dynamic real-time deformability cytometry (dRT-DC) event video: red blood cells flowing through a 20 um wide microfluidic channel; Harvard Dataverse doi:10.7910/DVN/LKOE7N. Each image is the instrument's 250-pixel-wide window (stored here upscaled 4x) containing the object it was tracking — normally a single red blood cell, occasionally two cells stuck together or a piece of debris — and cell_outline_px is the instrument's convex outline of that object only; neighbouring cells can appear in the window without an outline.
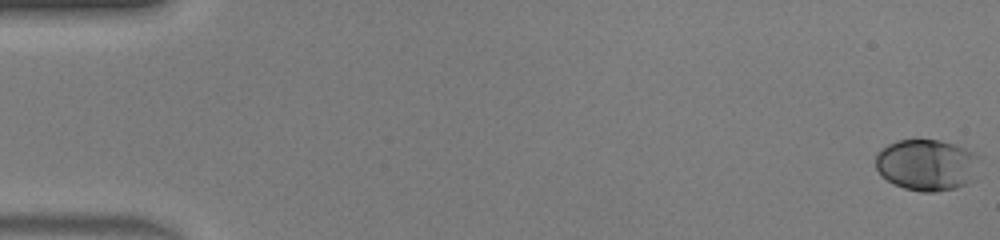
{"species": "human", "species_latin": "Homo sapiens", "temperature_condition": "warm", "stored_images_in_passage": 47, "camera_frame_rate_fps": 3000, "um_per_image_px": 0.085, "donor": {"sex": "male"}, "frame": {"image": 1, "passage_image": 1, "time_ms": 0.0, "image_size_px": [1000, 240], "cell_outline_px": [[980, 156], [968, 184], [956, 188], [936, 192], [920, 192], [904, 188], [880, 176], [876, 168], [876, 152], [880, 148], [896, 140], [940, 140], [976, 152]], "centroid_in_image_um": [78.72, 14.01], "position_along_channel_um": 6.3, "area_um2": 31.1}}
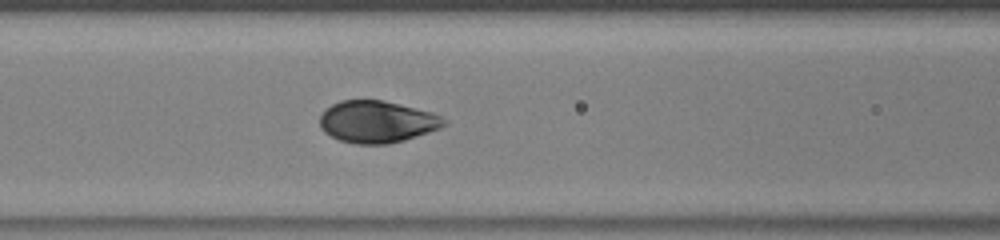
{"frame": {"image": 2, "passage_image": 21, "time_ms": 6.667, "image_size_px": [1000, 240], "cell_outline_px": [[448, 124], [440, 128], [404, 140], [388, 144], [356, 144], [340, 140], [324, 132], [320, 128], [320, 116], [332, 104], [340, 100], [384, 100], [432, 112], [448, 120]], "centroid_in_image_um": [32.07, 10.35], "position_along_channel_um": 134.5, "area_um2": 30.35}}
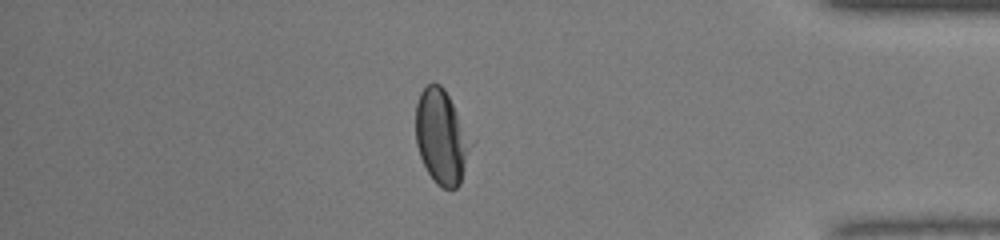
{"frame": {"image": 3, "passage_image": 41, "time_ms": 13.333, "image_size_px": [1000, 240], "cell_outline_px": [[464, 168], [460, 184], [456, 188], [444, 188], [436, 184], [428, 172], [420, 156], [416, 144], [416, 104], [420, 92], [432, 80], [440, 84], [444, 88], [456, 112], [464, 144]], "centroid_in_image_um": [37.36, 11.6], "position_along_channel_um": 397.8, "area_um2": 28.03}, "authors_computed_cell_mechanics": {"area_um2": 31.0386, "velocity_mm_per_s": 4.4409, "shape_relaxation_time_tau1_ms": 2.2054, "shape_relaxation_time_tau2_ms": null, "deformation_change_tau1": 0.1576, "deformation_change_tau2": null}}